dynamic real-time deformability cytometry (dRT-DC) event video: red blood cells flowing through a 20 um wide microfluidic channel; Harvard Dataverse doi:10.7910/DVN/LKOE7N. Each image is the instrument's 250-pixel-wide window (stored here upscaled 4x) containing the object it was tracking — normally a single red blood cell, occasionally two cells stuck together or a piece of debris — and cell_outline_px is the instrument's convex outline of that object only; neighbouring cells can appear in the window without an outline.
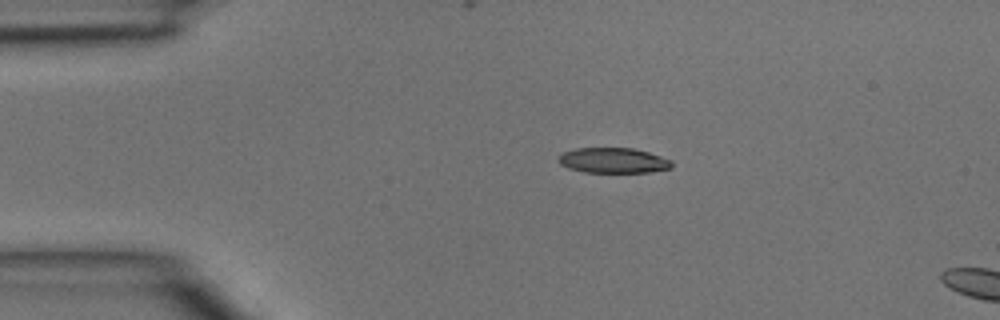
{"species": "common noctule bat (a hibernating species)", "species_latin": "Nyctalus noctula", "temperature_condition": "room temperature", "stored_images_in_passage": 3, "camera_frame_rate_fps": 3000, "um_per_image_px": 0.085, "animal": {"sex": "male", "body_mass_g": 15.6}, "frame": {"image": 1, "passage_image": 2, "time_ms": 0.333, "image_size_px": [1000, 320], "cell_outline_px": [[672, 168], [652, 172], [584, 172], [568, 168], [560, 164], [556, 160], [556, 156], [564, 152], [576, 148], [632, 148], [648, 152], [672, 160]], "centroid_in_image_um": [52.1, 13.64], "position_along_channel_um": 32.9, "area_um2": 16.82}}